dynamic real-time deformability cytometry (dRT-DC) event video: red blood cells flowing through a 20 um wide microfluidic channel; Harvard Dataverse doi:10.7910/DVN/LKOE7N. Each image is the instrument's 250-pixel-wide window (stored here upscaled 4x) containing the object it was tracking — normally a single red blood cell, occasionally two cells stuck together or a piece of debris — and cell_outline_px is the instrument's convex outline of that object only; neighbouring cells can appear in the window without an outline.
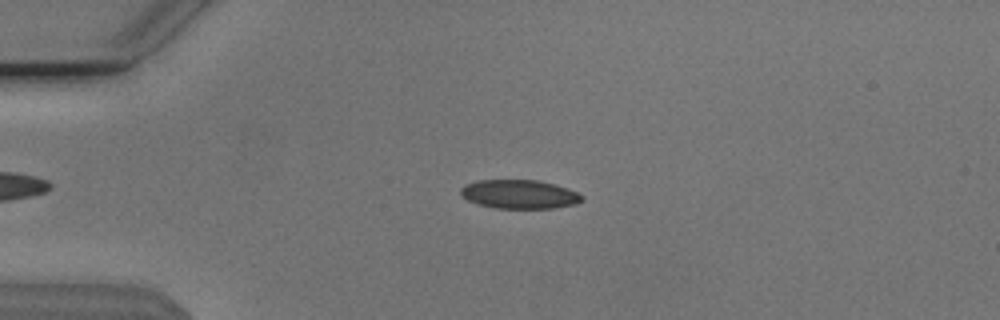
{"species": "Egyptian fruit bat (a non-hibernating species)", "species_latin": "Rousettus aegyptiacus", "temperature_condition": "cold", "stored_images_in_passage": 54, "camera_frame_rate_fps": 3000, "um_per_image_px": 0.085, "animal": {"sex": "male"}, "frame": {"image": 1, "passage_image": 13, "time_ms": 4.0, "image_size_px": [1000, 320], "cell_outline_px": [[584, 200], [576, 204], [556, 208], [492, 208], [476, 204], [468, 200], [460, 192], [460, 188], [464, 184], [476, 180], [536, 180], [556, 184], [568, 188], [584, 196]], "centroid_in_image_um": [44.16, 16.51], "position_along_channel_um": 40.8, "area_um2": 20.63}}
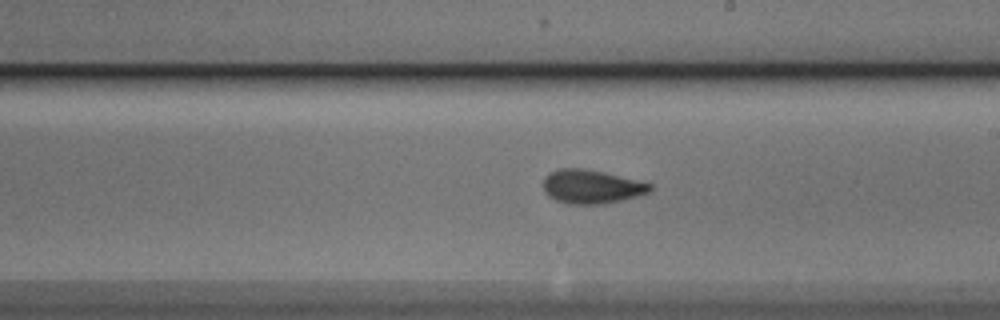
{"frame": {"image": 2, "passage_image": 31, "time_ms": 10.0, "image_size_px": [1000, 320], "cell_outline_px": [[652, 188], [648, 192], [636, 196], [604, 204], [568, 204], [556, 200], [548, 196], [544, 192], [544, 176], [548, 172], [560, 168], [584, 168], [604, 172], [652, 184]], "centroid_in_image_um": [50.22, 15.86], "position_along_channel_um": 238.8, "area_um2": 20.98}}
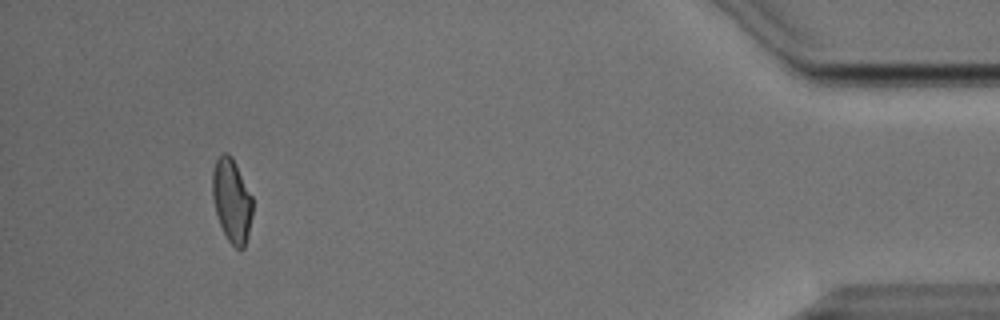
{"frame": {"image": 3, "passage_image": 50, "time_ms": 16.333, "image_size_px": [1000, 320], "cell_outline_px": [[252, 216], [248, 236], [244, 248], [236, 248], [228, 240], [220, 224], [216, 212], [212, 196], [212, 172], [216, 160], [224, 152], [228, 152], [232, 156], [252, 196]], "centroid_in_image_um": [19.7, 17.03], "position_along_channel_um": 415.5, "area_um2": 19.48}, "authors_computed_cell_mechanics": {"area_um2": 20.1433, "velocity_mm_per_s": 3.8113, "shape_relaxation_time_tau1_ms": 3.9584, "shape_relaxation_time_tau2_ms": 2.2029, "deformation_change_tau1": 0.1309, "deformation_change_tau2": 0.0563}}